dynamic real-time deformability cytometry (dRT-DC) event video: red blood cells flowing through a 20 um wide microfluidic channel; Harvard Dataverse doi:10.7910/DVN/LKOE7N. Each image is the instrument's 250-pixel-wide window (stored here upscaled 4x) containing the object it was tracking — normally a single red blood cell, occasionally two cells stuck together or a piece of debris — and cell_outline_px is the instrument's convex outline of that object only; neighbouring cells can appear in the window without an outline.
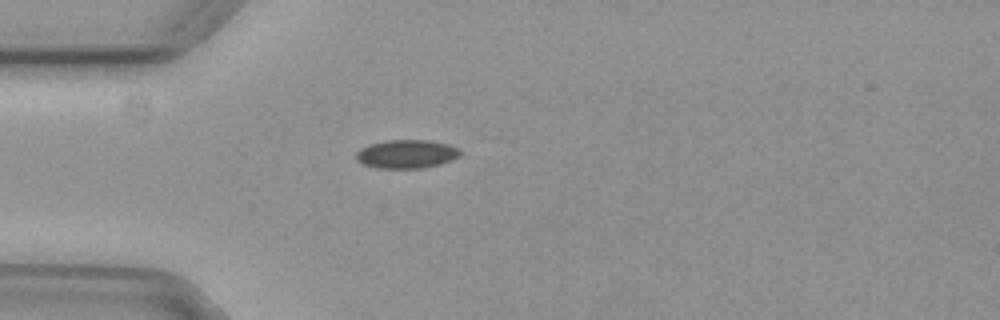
{"species": "common noctule bat (a hibernating species)", "species_latin": "Nyctalus noctula", "temperature_condition": "cold", "stored_images_in_passage": 1, "camera_frame_rate_fps": 3000, "um_per_image_px": 0.085, "animal": {"sex": "female", "body_mass_g": 29.2, "forearm_length_mm": 56.3}, "frame": {"image": 1, "passage_image": 1, "time_ms": 0.0, "image_size_px": [1000, 320], "cell_outline_px": [[460, 156], [452, 160], [440, 164], [420, 168], [376, 168], [364, 164], [356, 160], [356, 152], [360, 148], [372, 144], [388, 140], [428, 140], [448, 144], [456, 148], [460, 152]], "centroid_in_image_um": [34.54, 13.09], "position_along_channel_um": 50.5, "area_um2": 17.17}}